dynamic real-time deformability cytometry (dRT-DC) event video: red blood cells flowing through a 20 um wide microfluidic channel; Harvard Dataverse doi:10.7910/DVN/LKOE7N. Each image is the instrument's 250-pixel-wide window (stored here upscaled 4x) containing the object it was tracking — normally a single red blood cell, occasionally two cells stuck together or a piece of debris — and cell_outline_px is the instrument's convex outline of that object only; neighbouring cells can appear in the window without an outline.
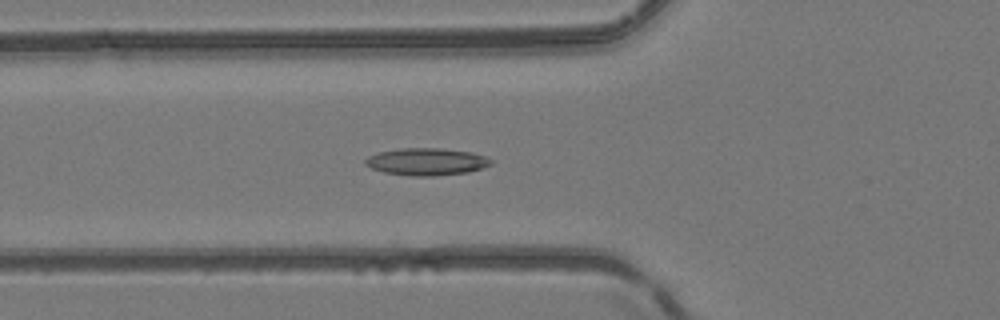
{"species": "common noctule bat (a hibernating species)", "species_latin": "Nyctalus noctula", "temperature_condition": "room temperature", "stored_images_in_passage": 46, "camera_frame_rate_fps": 3000, "um_per_image_px": 0.085, "animal": {"sex": "female", "body_mass_g": 24.6, "forearm_length_mm": 56.2}, "frame": {"image": 1, "passage_image": 19, "time_ms": 6.0, "image_size_px": [1000, 320], "cell_outline_px": [[492, 164], [468, 172], [432, 176], [412, 176], [384, 172], [372, 168], [364, 164], [364, 160], [368, 156], [380, 152], [400, 148], [440, 148], [472, 152], [484, 156], [492, 160]], "centroid_in_image_um": [36.24, 13.74], "position_along_channel_um": 89.6, "area_um2": 19.83}}
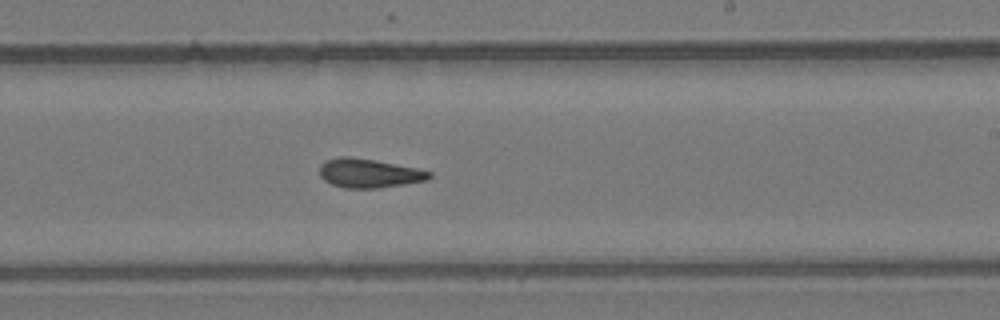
{"frame": {"image": 2, "passage_image": 31, "time_ms": 10.0, "image_size_px": [1000, 320], "cell_outline_px": [[432, 176], [428, 180], [380, 188], [344, 188], [332, 184], [324, 180], [320, 176], [320, 164], [324, 160], [340, 156], [352, 156], [416, 168], [432, 172]], "centroid_in_image_um": [31.34, 14.72], "position_along_channel_um": 257.7, "area_um2": 18.61}}
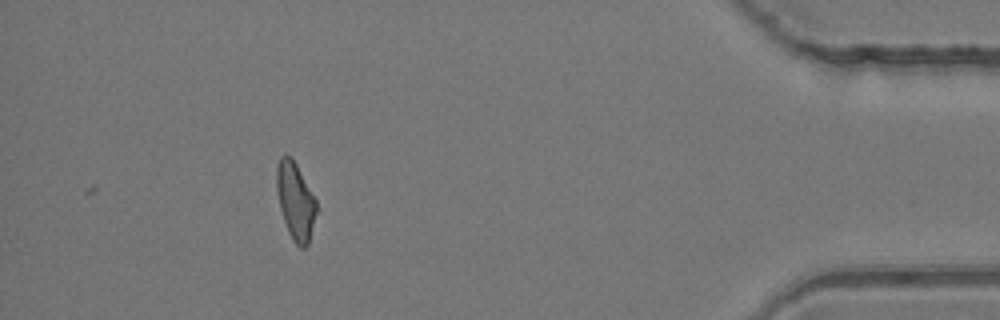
{"frame": {"image": 3, "passage_image": 46, "time_ms": 15.0, "image_size_px": [1000, 320], "cell_outline_px": [[316, 212], [308, 244], [304, 248], [300, 248], [292, 240], [288, 232], [280, 208], [276, 188], [276, 168], [280, 156], [284, 152], [292, 156], [316, 200]], "centroid_in_image_um": [25.09, 17.04], "position_along_channel_um": 410.1, "area_um2": 17.92}, "authors_computed_cell_mechanics": {"area_um2": 18.9006, "velocity_mm_per_s": 4.1755, "shape_relaxation_time_tau1_ms": 7.387, "shape_relaxation_time_tau2_ms": null, "deformation_change_tau1": 0.1415, "deformation_change_tau2": null}}